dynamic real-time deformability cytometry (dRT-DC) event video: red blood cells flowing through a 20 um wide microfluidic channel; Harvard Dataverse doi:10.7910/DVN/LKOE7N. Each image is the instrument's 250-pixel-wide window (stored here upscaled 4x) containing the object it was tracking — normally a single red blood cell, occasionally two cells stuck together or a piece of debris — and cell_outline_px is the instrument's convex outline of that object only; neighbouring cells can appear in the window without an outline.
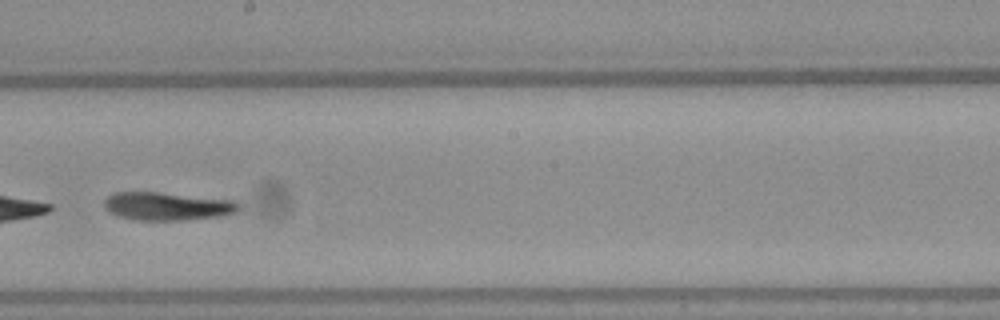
{"species": "Egyptian fruit bat (a non-hibernating species)", "species_latin": "Rousettus aegyptiacus", "temperature_condition": "warm", "stored_images_in_passage": 49, "camera_frame_rate_fps": 3000, "um_per_image_px": 0.085, "frame": {"image": 1, "passage_image": 28, "time_ms": 9.0, "image_size_px": [1000, 320], "cell_outline_px": [[240, 208], [236, 212], [220, 216], [184, 220], [136, 220], [120, 216], [112, 212], [104, 204], [104, 200], [108, 196], [116, 192], [160, 192], [236, 200], [240, 204]], "centroid_in_image_um": [14.28, 17.52], "position_along_channel_um": 233.9, "area_um2": 21.96}}
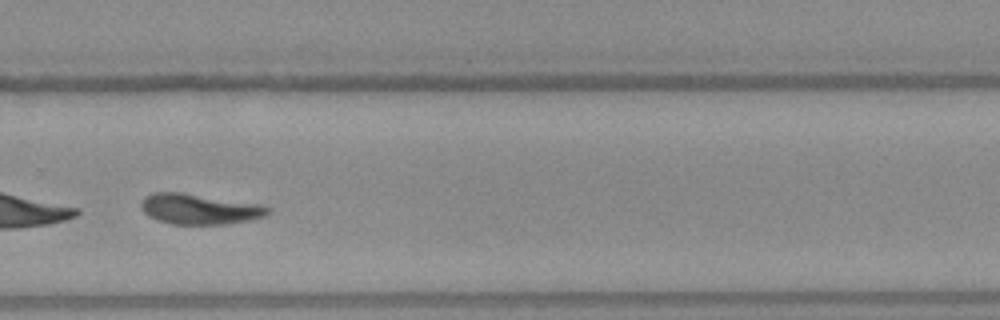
{"frame": {"image": 2, "passage_image": 34, "time_ms": 11.0, "image_size_px": [1000, 320], "cell_outline_px": [[272, 212], [268, 216], [248, 220], [224, 224], [172, 224], [156, 220], [148, 216], [144, 212], [140, 204], [144, 196], [152, 192], [180, 192], [260, 204], [268, 208]], "centroid_in_image_um": [16.93, 17.77], "position_along_channel_um": 312.9, "area_um2": 22.54}}
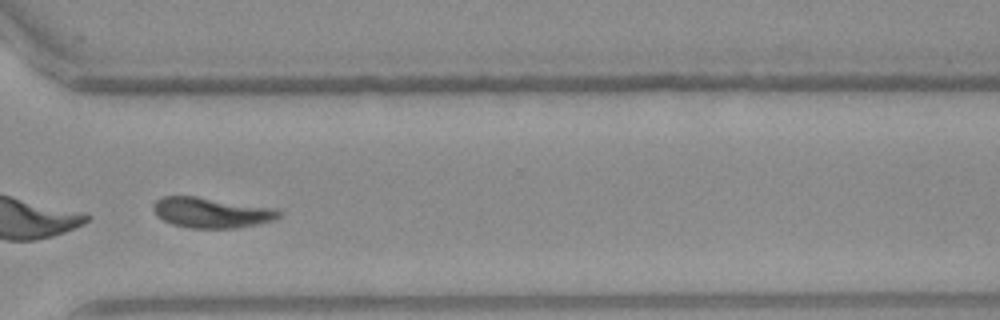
{"frame": {"image": 3, "passage_image": 37, "time_ms": 12.0, "image_size_px": [1000, 320], "cell_outline_px": [[284, 216], [276, 220], [236, 228], [188, 228], [172, 224], [156, 216], [152, 208], [156, 200], [164, 196], [196, 196], [276, 208], [284, 212]], "centroid_in_image_um": [18.02, 18.07], "position_along_channel_um": 352.6, "area_um2": 22.54}, "authors_computed_cell_mechanics": {"area_um2": 22.6576, "velocity_mm_per_s": 3.9503, "shape_relaxation_time_tau1_ms": 8.528, "shape_relaxation_time_tau2_ms": 2.6103, "deformation_change_tau1": 0.2346, "deformation_change_tau2": 0.0988}}